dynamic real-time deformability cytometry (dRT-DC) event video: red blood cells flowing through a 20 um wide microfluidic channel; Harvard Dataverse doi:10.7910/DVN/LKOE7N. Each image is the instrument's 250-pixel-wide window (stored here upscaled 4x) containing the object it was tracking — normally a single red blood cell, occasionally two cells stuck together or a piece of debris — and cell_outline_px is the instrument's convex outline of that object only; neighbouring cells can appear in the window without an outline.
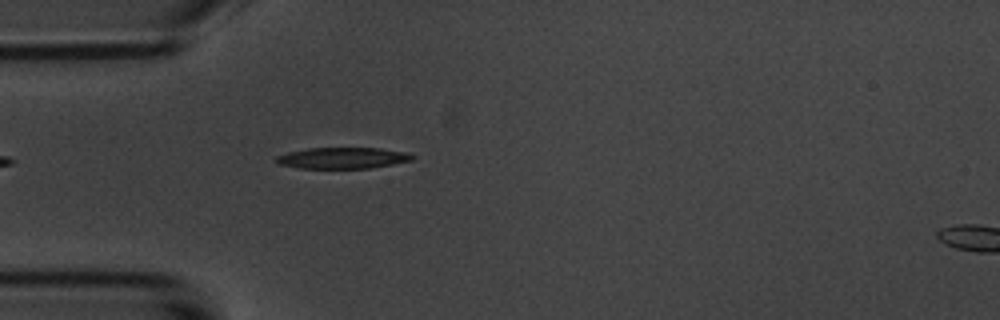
{"species": "common noctule bat (a hibernating species)", "species_latin": "Nyctalus noctula", "temperature_condition": "room temperature", "stored_images_in_passage": 3, "camera_frame_rate_fps": 3000, "um_per_image_px": 0.085, "animal": {"sex": "male", "body_mass_g": 20.1, "forearm_length_mm": 53.5}, "frame": {"image": 1, "passage_image": 2, "time_ms": 1.333, "image_size_px": [1000, 320], "cell_outline_px": [[416, 156], [412, 160], [372, 168], [300, 168], [280, 164], [276, 160], [276, 156], [288, 152], [308, 148], [380, 148], [408, 152]], "centroid_in_image_um": [29.17, 13.42], "position_along_channel_um": 55.8, "area_um2": 16.76}}